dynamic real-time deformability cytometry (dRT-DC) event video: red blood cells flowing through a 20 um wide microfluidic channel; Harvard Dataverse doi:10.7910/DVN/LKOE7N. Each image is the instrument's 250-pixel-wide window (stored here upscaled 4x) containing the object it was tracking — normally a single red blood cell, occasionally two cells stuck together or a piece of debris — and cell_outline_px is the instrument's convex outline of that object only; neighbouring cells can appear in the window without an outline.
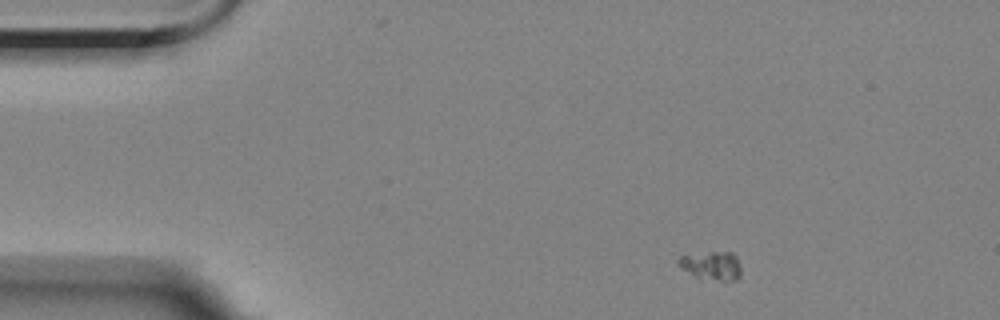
{"species": "Egyptian fruit bat (a non-hibernating species)", "species_latin": "Rousettus aegyptiacus", "temperature_condition": "room temperature", "stored_images_in_passage": 8, "camera_frame_rate_fps": 3000, "um_per_image_px": 0.085, "animal": {"sex": "female"}, "frame": {"image": 1, "passage_image": 1, "time_ms": 0.0, "image_size_px": [1000, 320], "cell_outline_px": [[740, 276], [736, 280], [700, 280], [680, 268], [676, 260], [680, 256], [712, 252], [732, 252], [736, 256], [740, 264]], "centroid_in_image_um": [60.46, 22.6], "position_along_channel_um": 24.5, "area_um2": 10.64}}
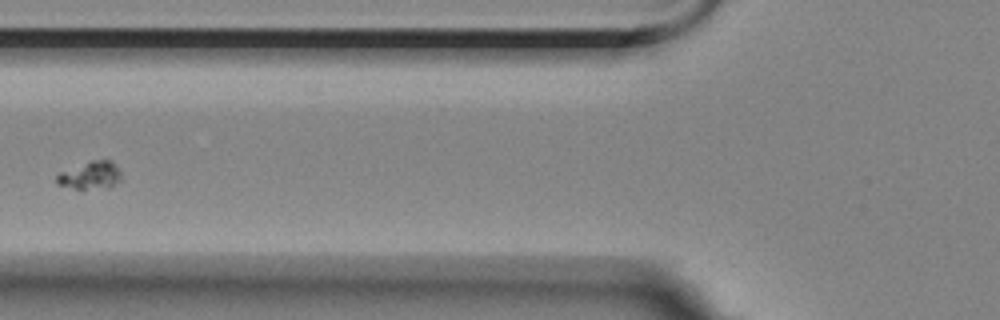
{"frame": {"image": 2, "passage_image": 5, "time_ms": 4.667, "image_size_px": [1000, 320], "cell_outline_px": [[120, 180], [108, 188], [76, 188], [56, 184], [56, 176], [60, 172], [92, 160], [112, 160], [120, 172]], "centroid_in_image_um": [7.68, 14.89], "position_along_channel_um": 118.1, "area_um2": 10.17}}
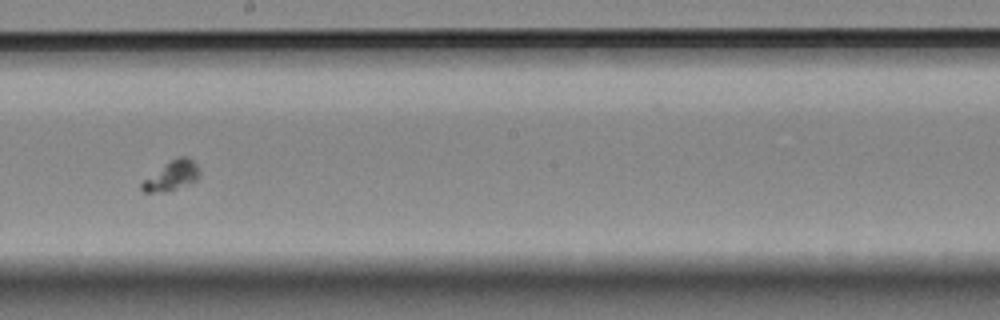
{"frame": {"image": 3, "passage_image": 8, "time_ms": 8.0, "image_size_px": [1000, 320], "cell_outline_px": [[200, 176], [196, 180], [168, 192], [144, 192], [140, 188], [140, 184], [144, 180], [168, 160], [176, 156], [188, 156], [200, 168]], "centroid_in_image_um": [14.61, 14.91], "position_along_channel_um": 233.6, "area_um2": 10.12}}